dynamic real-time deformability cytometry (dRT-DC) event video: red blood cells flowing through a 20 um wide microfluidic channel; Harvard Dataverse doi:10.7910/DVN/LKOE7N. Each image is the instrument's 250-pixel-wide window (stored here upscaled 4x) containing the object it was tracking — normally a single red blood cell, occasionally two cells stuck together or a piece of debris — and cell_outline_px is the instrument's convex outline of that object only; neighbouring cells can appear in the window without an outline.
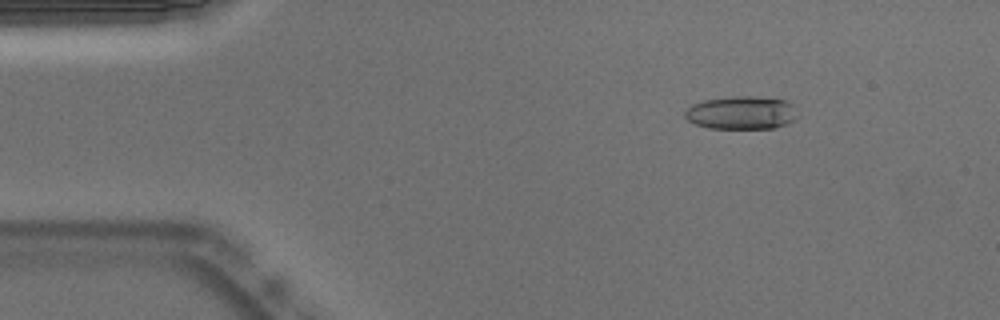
{"species": "Egyptian fruit bat (a non-hibernating species)", "species_latin": "Rousettus aegyptiacus", "temperature_condition": "warm", "stored_images_in_passage": 53, "camera_frame_rate_fps": 3000, "um_per_image_px": 0.085, "animal": {"sex": "male"}, "frame": {"image": 1, "passage_image": 7, "time_ms": 2.0, "image_size_px": [1000, 320], "cell_outline_px": [[792, 120], [788, 124], [772, 128], [708, 128], [696, 124], [688, 120], [684, 116], [684, 112], [692, 104], [704, 100], [732, 96], [752, 96], [788, 100], [792, 104]], "centroid_in_image_um": [62.95, 9.57], "position_along_channel_um": 22.0, "area_um2": 21.44}}
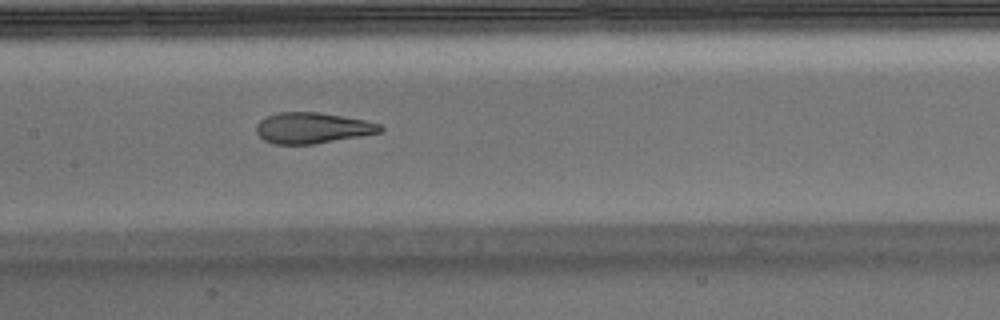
{"frame": {"image": 2, "passage_image": 25, "time_ms": 8.0, "image_size_px": [1000, 320], "cell_outline_px": [[384, 128], [380, 132], [360, 136], [316, 144], [272, 144], [264, 140], [256, 132], [256, 124], [260, 120], [276, 112], [320, 112], [364, 120], [380, 124]], "centroid_in_image_um": [26.53, 10.88], "position_along_channel_um": 180.9, "area_um2": 22.31}}
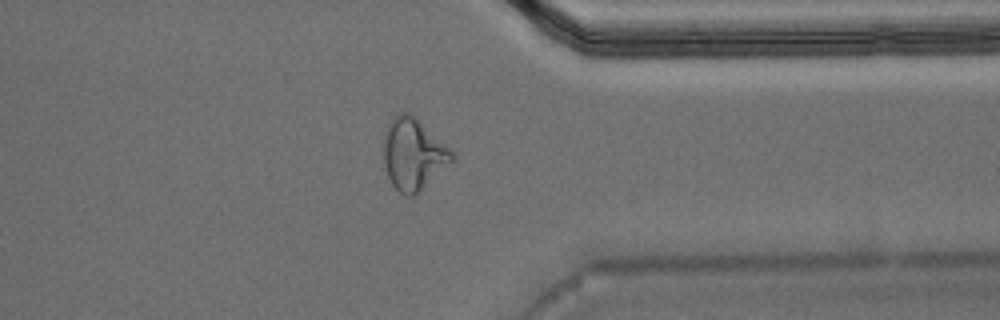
{"frame": {"image": 3, "passage_image": 41, "time_ms": 13.333, "image_size_px": [1000, 320], "cell_outline_px": [[456, 160], [416, 196], [404, 196], [392, 184], [388, 176], [384, 164], [384, 136], [388, 124], [392, 116], [400, 112], [408, 112], [416, 116], [452, 148], [456, 156]], "centroid_in_image_um": [35.2, 13.1], "position_along_channel_um": 376.2, "area_um2": 29.42}, "authors_computed_cell_mechanics": {"area_um2": 23.0044, "velocity_mm_per_s": 3.7866, "shape_relaxation_time_tau1_ms": 8.8701, "shape_relaxation_time_tau2_ms": 1.3725, "deformation_change_tau1": 0.2691, "deformation_change_tau2": 0.0876}}